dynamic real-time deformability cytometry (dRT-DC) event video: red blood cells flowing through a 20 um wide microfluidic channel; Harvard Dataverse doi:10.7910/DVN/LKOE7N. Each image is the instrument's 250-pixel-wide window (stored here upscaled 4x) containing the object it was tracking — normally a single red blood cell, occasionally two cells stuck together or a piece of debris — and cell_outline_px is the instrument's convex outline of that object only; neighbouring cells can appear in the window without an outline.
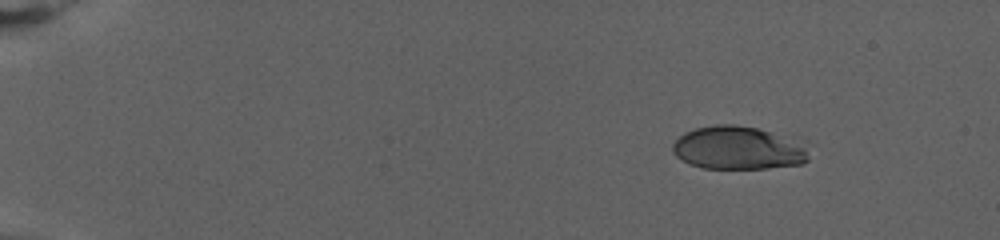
{"species": "human", "species_latin": "Homo sapiens", "temperature_condition": "warm", "stored_images_in_passage": 66, "camera_frame_rate_fps": 3000, "um_per_image_px": 0.085, "donor": {"sex": "female"}, "frame": {"image": 1, "passage_image": 1, "time_ms": 0.0, "image_size_px": [1000, 240], "cell_outline_px": [[808, 160], [800, 164], [768, 168], [704, 168], [688, 164], [680, 160], [672, 152], [672, 144], [684, 132], [696, 128], [716, 124], [736, 124], [756, 128], [768, 132], [804, 148]], "centroid_in_image_um": [62.56, 12.59], "position_along_channel_um": 22.4, "area_um2": 33.29}}
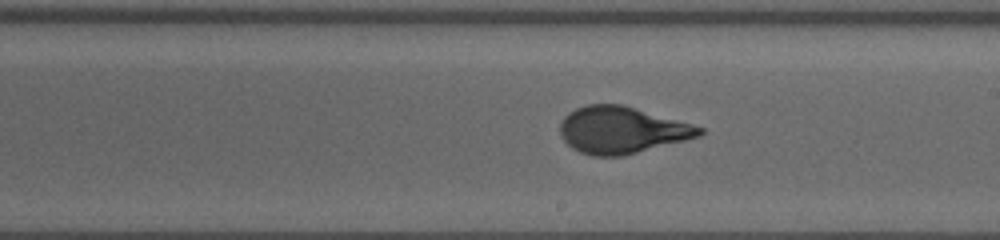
{"frame": {"image": 2, "passage_image": 37, "time_ms": 12.0, "image_size_px": [1000, 240], "cell_outline_px": [[704, 132], [700, 136], [620, 156], [592, 156], [580, 152], [572, 148], [564, 140], [560, 132], [560, 124], [564, 116], [568, 112], [576, 108], [588, 104], [620, 104], [692, 124], [704, 128]], "centroid_in_image_um": [52.81, 11.05], "position_along_channel_um": 236.2, "area_um2": 37.51}}
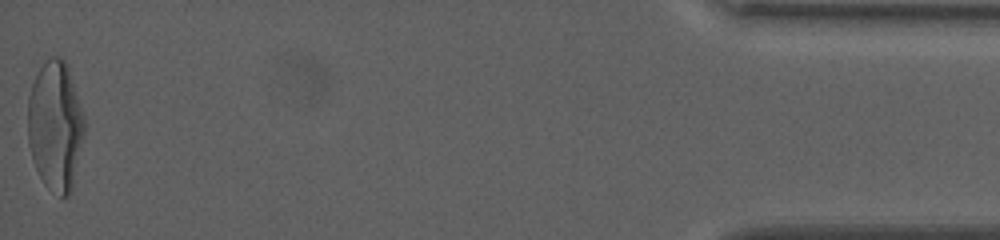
{"frame": {"image": 3, "passage_image": 66, "time_ms": 21.667, "image_size_px": [1000, 240], "cell_outline_px": [[84, 136], [72, 192], [68, 196], [60, 196], [48, 188], [44, 184], [36, 168], [28, 144], [28, 96], [32, 84], [40, 68], [48, 56], [60, 56], [68, 64], [84, 116]], "centroid_in_image_um": [4.72, 10.68], "position_along_channel_um": 430.5, "area_um2": 43.06}, "authors_computed_cell_mechanics": {"area_um2": 37.5122, "velocity_mm_per_s": 2.852, "shape_relaxation_time_tau1_ms": 5.4917, "shape_relaxation_time_tau2_ms": null, "deformation_change_tau1": 0.229, "deformation_change_tau2": null}}